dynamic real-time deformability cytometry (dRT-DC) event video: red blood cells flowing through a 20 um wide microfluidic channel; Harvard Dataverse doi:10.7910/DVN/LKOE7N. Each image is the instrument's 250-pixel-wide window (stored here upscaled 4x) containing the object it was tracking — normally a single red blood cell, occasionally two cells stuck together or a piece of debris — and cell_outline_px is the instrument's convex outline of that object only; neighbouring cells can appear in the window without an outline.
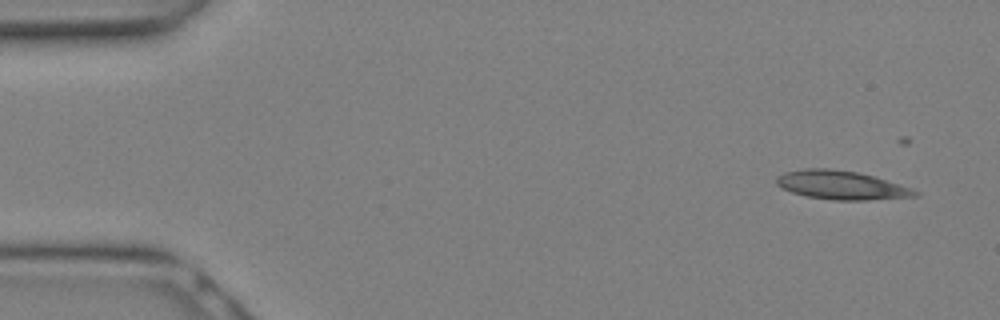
{"species": "Egyptian fruit bat (a non-hibernating species)", "species_latin": "Rousettus aegyptiacus", "temperature_condition": "warm", "stored_images_in_passage": 10, "camera_frame_rate_fps": 3000, "um_per_image_px": 0.085, "animal": {"sex": "female"}, "frame": {"image": 1, "passage_image": 1, "time_ms": 0.0, "image_size_px": [1000, 320], "cell_outline_px": [[920, 196], [868, 200], [832, 200], [804, 196], [780, 188], [776, 184], [776, 176], [784, 172], [804, 168], [828, 168], [856, 172], [872, 176], [920, 192]], "centroid_in_image_um": [71.43, 15.74], "position_along_channel_um": 13.6, "area_um2": 23.06}}